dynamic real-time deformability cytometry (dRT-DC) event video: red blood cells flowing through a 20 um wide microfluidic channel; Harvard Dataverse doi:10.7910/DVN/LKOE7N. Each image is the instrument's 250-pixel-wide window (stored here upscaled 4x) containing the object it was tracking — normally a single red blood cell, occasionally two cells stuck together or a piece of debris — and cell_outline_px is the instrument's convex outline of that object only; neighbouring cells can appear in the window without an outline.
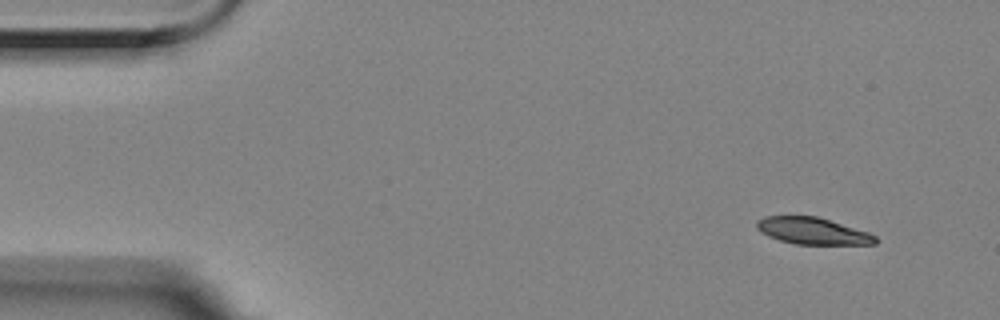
{"species": "Egyptian fruit bat (a non-hibernating species)", "species_latin": "Rousettus aegyptiacus", "temperature_condition": "room temperature", "stored_images_in_passage": 53, "camera_frame_rate_fps": 3000, "um_per_image_px": 0.085, "animal": {"sex": "female"}, "frame": {"image": 1, "passage_image": 1, "time_ms": 0.0, "image_size_px": [1000, 320], "cell_outline_px": [[876, 244], [796, 244], [780, 240], [768, 236], [760, 232], [756, 228], [756, 220], [764, 216], [816, 216], [868, 232], [876, 236]], "centroid_in_image_um": [69.02, 19.62], "position_along_channel_um": 16.0, "area_um2": 18.38}}
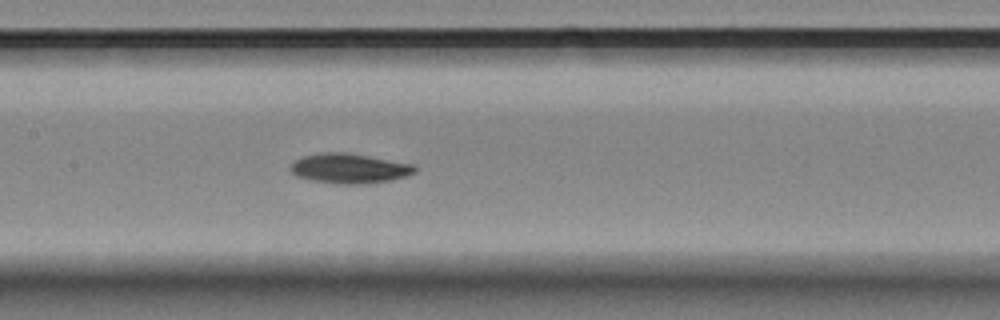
{"frame": {"image": 2, "passage_image": 23, "time_ms": 7.333, "image_size_px": [1000, 320], "cell_outline_px": [[416, 172], [392, 180], [360, 184], [340, 184], [308, 180], [296, 176], [288, 168], [296, 160], [304, 156], [320, 152], [348, 152], [416, 164]], "centroid_in_image_um": [29.7, 14.31], "position_along_channel_um": 177.7, "area_um2": 21.85}}
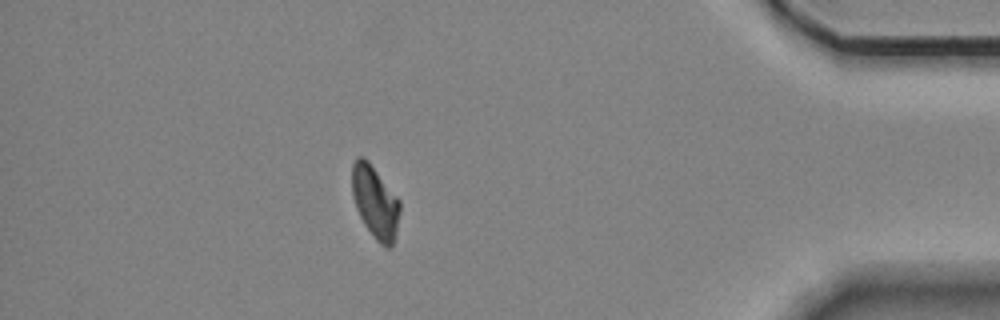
{"frame": {"image": 3, "passage_image": 46, "time_ms": 15.0, "image_size_px": [1000, 320], "cell_outline_px": [[400, 212], [396, 232], [392, 248], [388, 248], [380, 244], [376, 240], [364, 224], [356, 208], [352, 196], [352, 164], [356, 156], [364, 156], [368, 160], [400, 200]], "centroid_in_image_um": [31.88, 17.16], "position_along_channel_um": 403.3, "area_um2": 20.35}, "authors_computed_cell_mechanics": {"area_um2": 20.23, "velocity_mm_per_s": 3.5145, "shape_relaxation_time_tau1_ms": 4.8138, "shape_relaxation_time_tau2_ms": null, "deformation_change_tau1": 0.1389, "deformation_change_tau2": null}}